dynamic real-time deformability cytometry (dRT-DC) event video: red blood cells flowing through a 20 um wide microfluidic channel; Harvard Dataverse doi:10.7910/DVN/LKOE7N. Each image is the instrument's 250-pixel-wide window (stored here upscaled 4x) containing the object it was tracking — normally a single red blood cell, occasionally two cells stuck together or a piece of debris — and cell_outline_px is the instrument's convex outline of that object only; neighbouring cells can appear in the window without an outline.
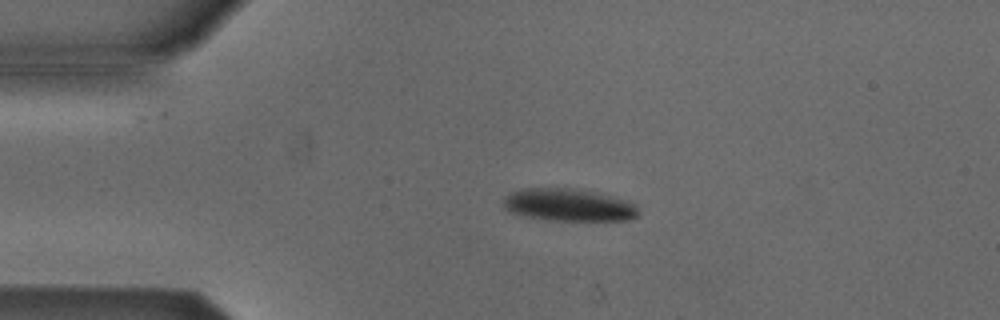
{"species": "Egyptian fruit bat (a non-hibernating species)", "species_latin": "Rousettus aegyptiacus", "temperature_condition": "cold", "stored_images_in_passage": 3, "camera_frame_rate_fps": 3000, "um_per_image_px": 0.085, "animal": {"sex": "male"}, "frame": {"image": 1, "passage_image": 2, "time_ms": 1.0, "image_size_px": [1000, 320], "cell_outline_px": [[636, 216], [628, 220], [552, 220], [524, 216], [508, 212], [504, 208], [504, 196], [520, 188], [568, 188], [592, 192], [628, 200], [636, 208]], "centroid_in_image_um": [48.25, 17.42], "position_along_channel_um": 36.8, "area_um2": 25.2}}